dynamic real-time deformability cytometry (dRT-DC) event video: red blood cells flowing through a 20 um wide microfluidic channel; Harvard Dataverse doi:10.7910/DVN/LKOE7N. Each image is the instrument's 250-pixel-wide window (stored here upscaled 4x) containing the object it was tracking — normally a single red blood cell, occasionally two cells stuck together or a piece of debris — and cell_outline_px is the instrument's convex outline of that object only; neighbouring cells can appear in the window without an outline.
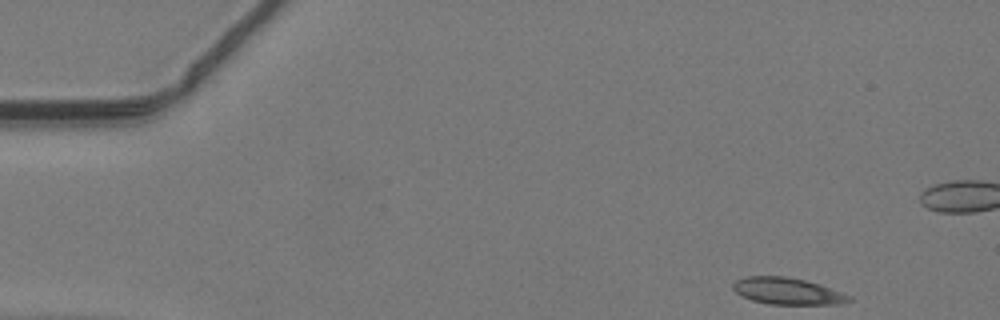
{"species": "common noctule bat (a hibernating species)", "species_latin": "Nyctalus noctula", "temperature_condition": "warm", "stored_images_in_passage": 45, "camera_frame_rate_fps": 3000, "um_per_image_px": 0.085, "animal": {"sex": "male", "body_mass_g": 19.2, "forearm_length_mm": 51.8}, "frame": {"image": 1, "passage_image": 1, "time_ms": 0.0, "image_size_px": [1000, 320], "cell_outline_px": [[852, 300], [840, 304], [768, 304], [752, 300], [740, 296], [732, 288], [732, 284], [736, 280], [744, 276], [784, 276], [804, 280], [820, 284], [852, 296]], "centroid_in_image_um": [66.91, 24.74], "position_along_channel_um": 18.1, "area_um2": 18.15}}
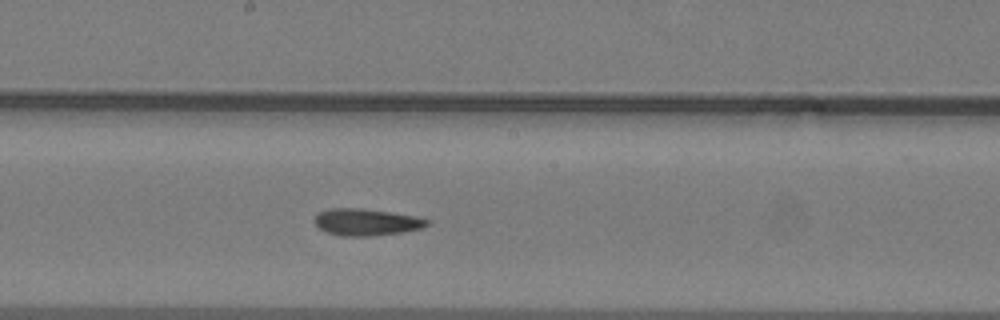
{"frame": {"image": 2, "passage_image": 22, "time_ms": 7.0, "image_size_px": [1000, 320], "cell_outline_px": [[432, 224], [424, 228], [400, 232], [372, 236], [344, 236], [328, 232], [320, 228], [316, 224], [316, 216], [320, 212], [328, 208], [360, 208], [416, 216], [428, 220]], "centroid_in_image_um": [31.19, 18.88], "position_along_channel_um": 217.0, "area_um2": 17.4}}
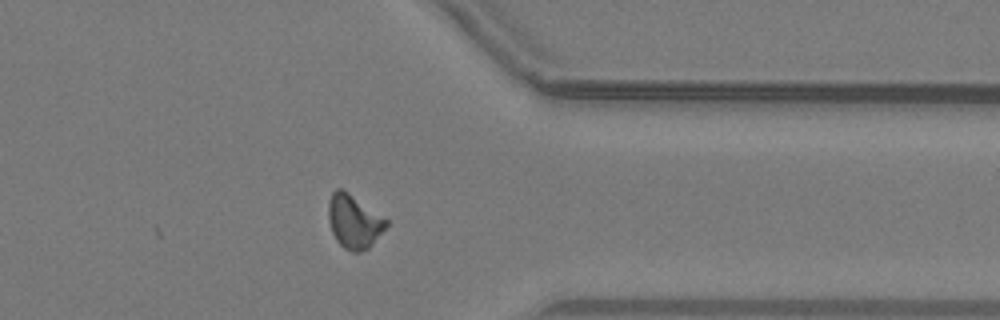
{"frame": {"image": 3, "passage_image": 34, "time_ms": 11.0, "image_size_px": [1000, 320], "cell_outline_px": [[388, 224], [372, 244], [368, 248], [360, 252], [352, 252], [344, 248], [336, 240], [332, 232], [328, 216], [328, 204], [332, 192], [336, 188], [340, 188], [348, 192], [388, 220]], "centroid_in_image_um": [30.07, 18.83], "position_along_channel_um": 381.3, "area_um2": 17.86}}